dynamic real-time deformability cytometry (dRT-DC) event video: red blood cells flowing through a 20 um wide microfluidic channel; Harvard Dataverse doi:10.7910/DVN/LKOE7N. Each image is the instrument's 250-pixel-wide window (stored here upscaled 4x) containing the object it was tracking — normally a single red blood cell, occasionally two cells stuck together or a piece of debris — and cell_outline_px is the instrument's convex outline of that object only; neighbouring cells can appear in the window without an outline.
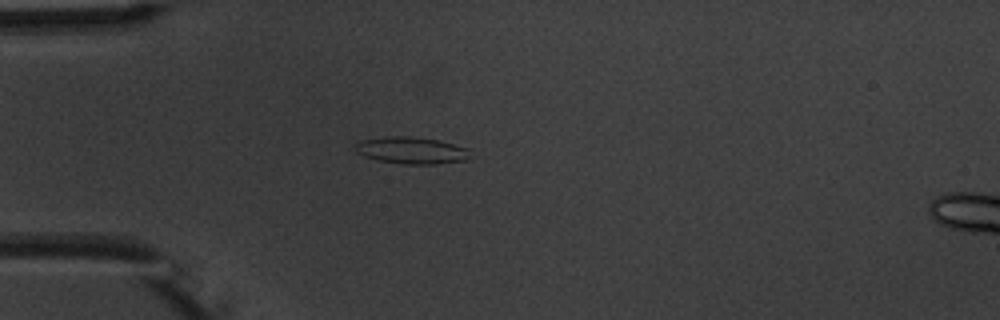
{"species": "common noctule bat (a hibernating species)", "species_latin": "Nyctalus noctula", "temperature_condition": "warm", "stored_images_in_passage": 6, "camera_frame_rate_fps": 3000, "um_per_image_px": 0.085, "animal": {"sex": "male", "body_mass_g": 20.1, "forearm_length_mm": 53.5}, "frame": {"image": 1, "passage_image": 5, "time_ms": 4.667, "image_size_px": [1000, 320], "cell_outline_px": [[468, 160], [436, 164], [404, 164], [380, 160], [364, 156], [356, 152], [356, 144], [360, 140], [388, 136], [408, 136], [436, 140], [468, 148]], "centroid_in_image_um": [34.96, 12.78], "position_along_channel_um": 50.0, "area_um2": 17.74}}